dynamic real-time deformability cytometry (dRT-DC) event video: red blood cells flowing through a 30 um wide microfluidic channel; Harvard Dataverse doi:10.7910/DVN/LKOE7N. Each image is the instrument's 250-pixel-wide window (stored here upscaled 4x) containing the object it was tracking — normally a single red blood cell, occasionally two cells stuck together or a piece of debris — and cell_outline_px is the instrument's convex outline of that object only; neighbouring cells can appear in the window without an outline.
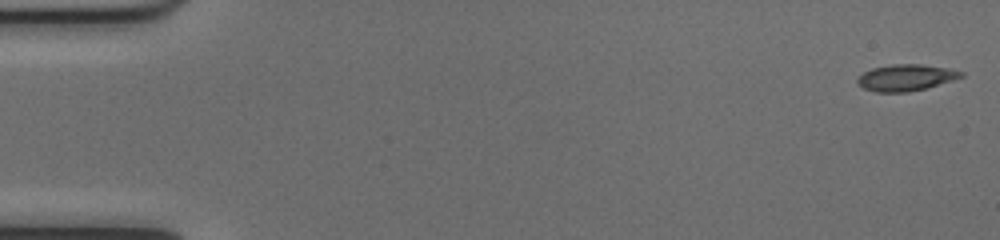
{"species": "common noctule bat (a hibernating species)", "species_latin": "Nyctalus noctula", "temperature_condition": "cold", "stored_images_in_passage": 51, "camera_frame_rate_fps": 3000, "um_per_image_px": 0.085, "animal": {"sex": "female", "body_mass_g": 17.0, "forearm_length_mm": 48.0}, "frame": {"image": 1, "passage_image": 1, "time_ms": 0.0, "image_size_px": [1000, 240], "cell_outline_px": [[964, 76], [952, 80], [924, 88], [908, 92], [876, 92], [864, 88], [856, 80], [864, 72], [872, 68], [892, 64], [920, 64], [948, 68], [964, 72]], "centroid_in_image_um": [77.0, 6.59], "position_along_channel_um": 8.0, "area_um2": 15.72}}
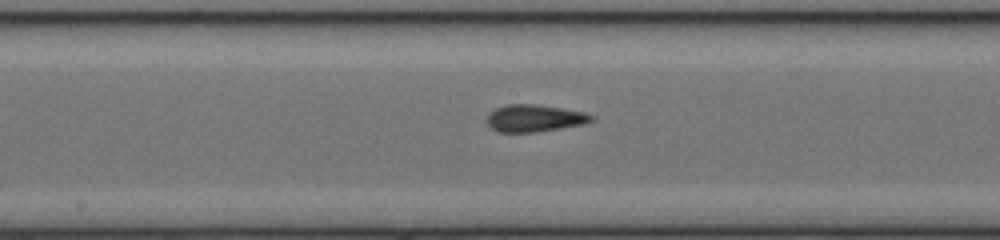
{"frame": {"image": 2, "passage_image": 27, "time_ms": 8.667, "image_size_px": [1000, 240], "cell_outline_px": [[596, 116], [592, 120], [584, 124], [536, 132], [496, 132], [488, 128], [484, 120], [488, 112], [504, 104], [536, 104], [584, 112]], "centroid_in_image_um": [45.33, 10.05], "position_along_channel_um": 202.9, "area_um2": 16.88}}
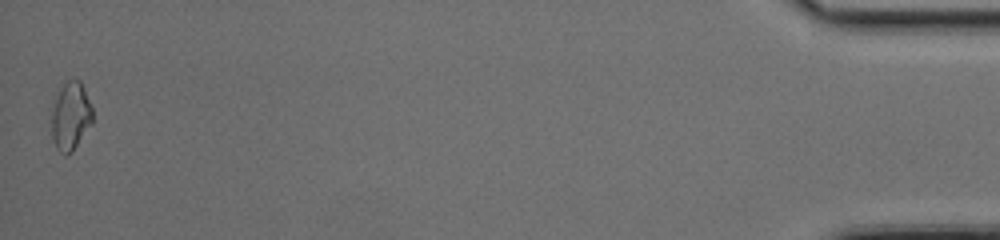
{"frame": {"image": 3, "passage_image": 51, "time_ms": 16.667, "image_size_px": [1000, 240], "cell_outline_px": [[92, 124], [72, 152], [68, 156], [64, 156], [56, 148], [52, 136], [52, 112], [56, 92], [68, 80], [80, 80], [84, 88], [92, 108]], "centroid_in_image_um": [6.0, 9.9], "position_along_channel_um": 429.2, "area_um2": 16.36}, "authors_computed_cell_mechanics": {"area_um2": 15.9528, "velocity_mm_per_s": 4.043, "shape_relaxation_time_tau1_ms": 2.807, "shape_relaxation_time_tau2_ms": 0.8035, "deformation_change_tau1": 0.0951, "deformation_change_tau2": 0.0686}}